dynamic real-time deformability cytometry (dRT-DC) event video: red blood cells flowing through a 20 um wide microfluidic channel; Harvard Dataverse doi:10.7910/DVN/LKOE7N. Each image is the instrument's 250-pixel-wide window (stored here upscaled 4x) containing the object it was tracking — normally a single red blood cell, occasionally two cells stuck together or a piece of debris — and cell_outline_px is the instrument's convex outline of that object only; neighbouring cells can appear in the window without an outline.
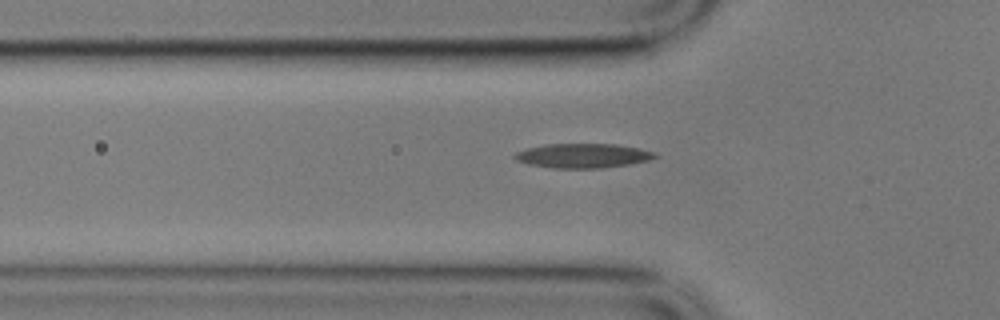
{"species": "common noctule bat (a hibernating species)", "species_latin": "Nyctalus noctula", "temperature_condition": "cold", "stored_images_in_passage": 41, "camera_frame_rate_fps": 3000, "um_per_image_px": 0.085, "animal": {"sex": "male", "body_mass_g": 17.9}, "frame": {"image": 1, "passage_image": 7, "time_ms": 2.0, "image_size_px": [1000, 320], "cell_outline_px": [[660, 156], [648, 160], [628, 164], [600, 168], [552, 168], [528, 164], [516, 160], [512, 156], [516, 152], [528, 148], [544, 144], [616, 144], [656, 152]], "centroid_in_image_um": [49.53, 13.23], "position_along_channel_um": 76.3, "area_um2": 19.88}}
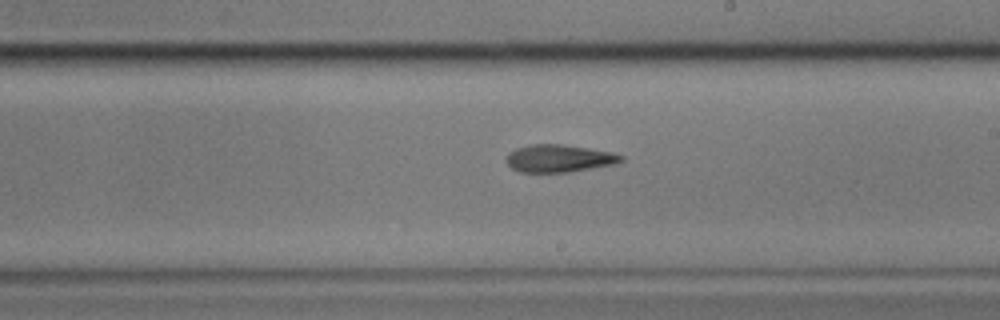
{"frame": {"image": 2, "passage_image": 21, "time_ms": 6.667, "image_size_px": [1000, 320], "cell_outline_px": [[624, 160], [616, 164], [568, 172], [520, 172], [512, 168], [504, 160], [508, 152], [516, 148], [532, 144], [560, 144], [588, 148], [612, 152], [624, 156]], "centroid_in_image_um": [47.51, 13.46], "position_along_channel_um": 241.5, "area_um2": 18.5}}
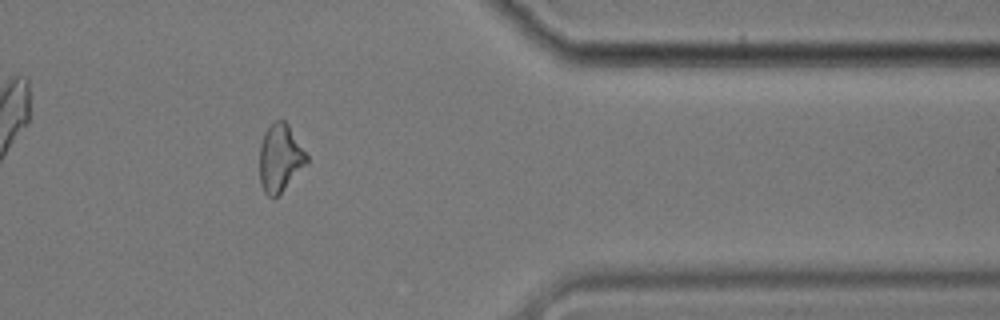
{"frame": {"image": 3, "passage_image": 35, "time_ms": 11.333, "image_size_px": [1000, 320], "cell_outline_px": [[308, 164], [276, 196], [268, 196], [264, 192], [260, 184], [260, 144], [264, 132], [276, 120], [284, 120], [288, 124], [308, 156]], "centroid_in_image_um": [23.81, 13.42], "position_along_channel_um": 387.6, "area_um2": 18.38}}